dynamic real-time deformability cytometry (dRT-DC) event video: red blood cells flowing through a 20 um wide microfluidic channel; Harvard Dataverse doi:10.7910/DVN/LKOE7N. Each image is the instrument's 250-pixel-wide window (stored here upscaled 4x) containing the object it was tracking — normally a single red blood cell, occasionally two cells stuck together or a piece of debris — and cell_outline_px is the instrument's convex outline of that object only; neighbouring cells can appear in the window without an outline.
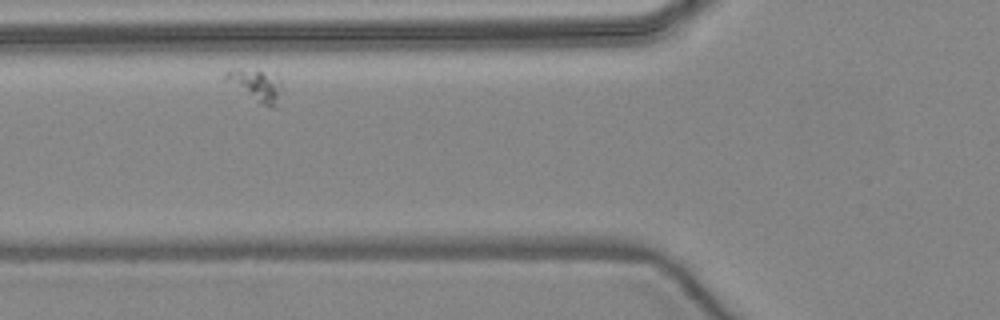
{"species": "common noctule bat (a hibernating species)", "species_latin": "Nyctalus noctula", "temperature_condition": "warm", "stored_images_in_passage": 4, "camera_frame_rate_fps": 3000, "um_per_image_px": 0.085, "animal": {"sex": "female", "body_mass_g": 24.6, "forearm_length_mm": 56.2}, "frame": {"image": 1, "passage_image": 2, "time_ms": 1.0, "image_size_px": [1000, 320], "cell_outline_px": [[284, 88], [276, 108], [268, 108], [260, 104], [220, 80], [224, 72], [228, 68], [240, 68], [260, 72], [276, 76], [280, 80]], "centroid_in_image_um": [21.69, 7.28], "position_along_channel_um": 104.1, "area_um2": 11.16}}
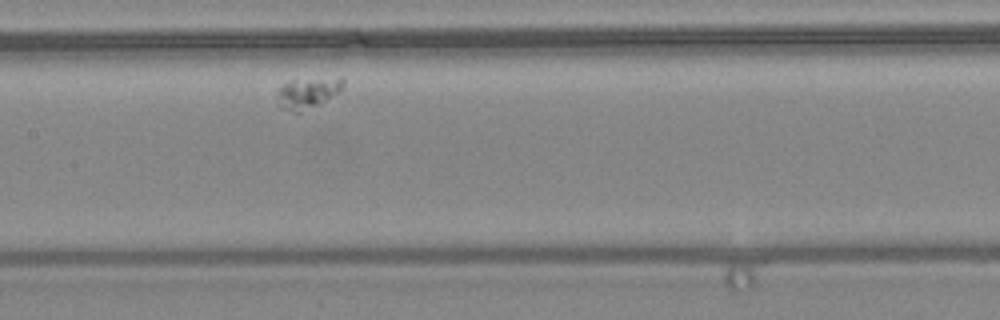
{"frame": {"image": 2, "passage_image": 4, "time_ms": 3.333, "image_size_px": [1000, 320], "cell_outline_px": [[344, 84], [336, 92], [324, 100], [300, 112], [292, 112], [284, 108], [280, 104], [276, 92], [284, 84], [292, 80], [344, 80]], "centroid_in_image_um": [26.04, 7.93], "position_along_channel_um": 181.4, "area_um2": 10.64}}